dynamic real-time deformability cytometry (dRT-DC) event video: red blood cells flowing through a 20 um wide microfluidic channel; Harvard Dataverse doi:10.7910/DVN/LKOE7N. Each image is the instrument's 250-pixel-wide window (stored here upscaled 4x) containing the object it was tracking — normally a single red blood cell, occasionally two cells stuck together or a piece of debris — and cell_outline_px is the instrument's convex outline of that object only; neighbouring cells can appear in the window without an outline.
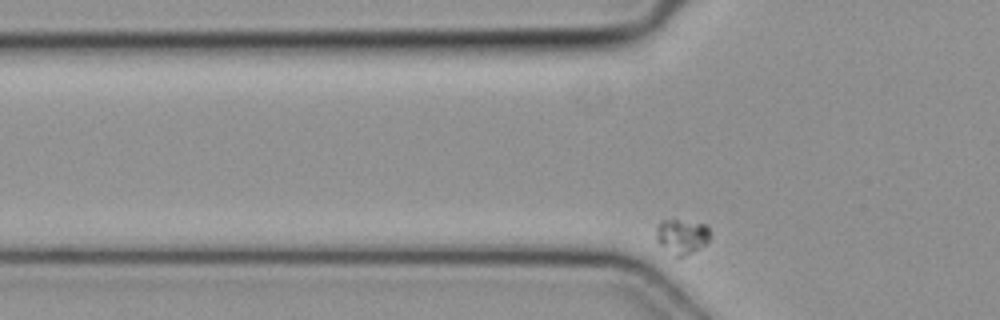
{"species": "common noctule bat (a hibernating species)", "species_latin": "Nyctalus noctula", "temperature_condition": "cold", "stored_images_in_passage": 30, "camera_frame_rate_fps": 3000, "um_per_image_px": 0.085, "animal": {"sex": "female", "body_mass_g": 19.3, "forearm_length_mm": 54.1}, "frame": {"image": 1, "passage_image": 4, "time_ms": 1.0, "image_size_px": [1000, 320], "cell_outline_px": [[708, 240], [704, 244], [692, 252], [684, 256], [676, 256], [660, 244], [656, 240], [656, 228], [660, 220], [676, 220], [704, 224], [708, 228]], "centroid_in_image_um": [57.91, 20.08], "position_along_channel_um": 67.9, "area_um2": 10.52}}
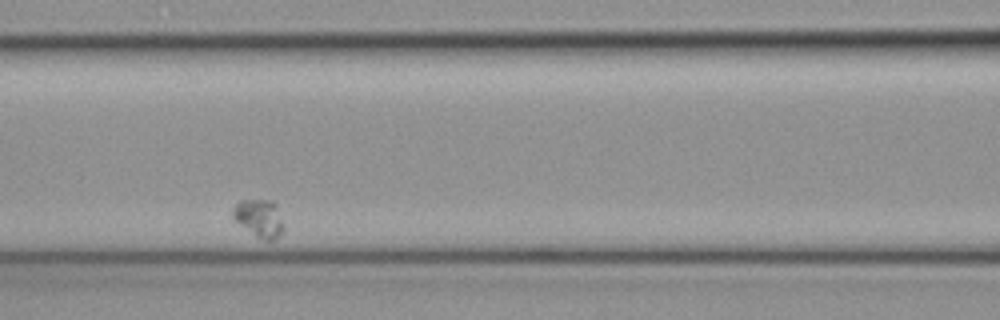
{"frame": {"image": 2, "passage_image": 11, "time_ms": 3.333, "image_size_px": [1000, 320], "cell_outline_px": [[284, 228], [272, 240], [264, 240], [256, 236], [240, 224], [232, 216], [232, 212], [236, 204], [240, 200], [272, 200], [276, 204], [284, 224]], "centroid_in_image_um": [22.05, 18.52], "position_along_channel_um": 144.6, "area_um2": 10.92}}
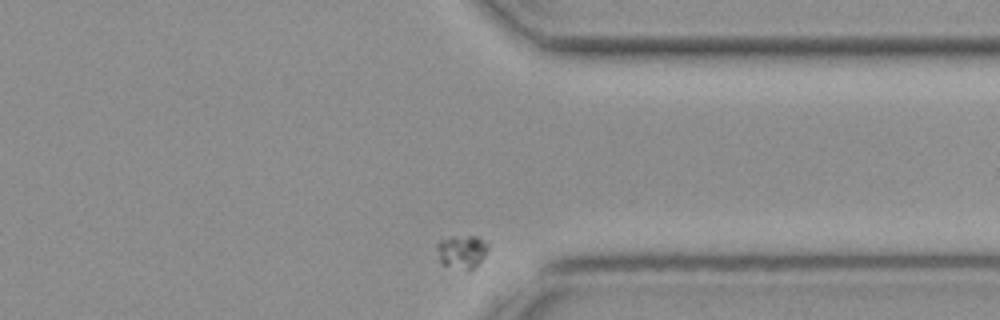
{"frame": {"image": 3, "passage_image": 30, "time_ms": 9.667, "image_size_px": [1000, 320], "cell_outline_px": [[488, 248], [484, 256], [468, 272], [440, 264], [436, 248], [436, 244], [440, 240], [448, 236], [476, 236], [484, 240], [488, 244]], "centroid_in_image_um": [39.2, 21.39], "position_along_channel_um": 372.2, "area_um2": 10.17}}